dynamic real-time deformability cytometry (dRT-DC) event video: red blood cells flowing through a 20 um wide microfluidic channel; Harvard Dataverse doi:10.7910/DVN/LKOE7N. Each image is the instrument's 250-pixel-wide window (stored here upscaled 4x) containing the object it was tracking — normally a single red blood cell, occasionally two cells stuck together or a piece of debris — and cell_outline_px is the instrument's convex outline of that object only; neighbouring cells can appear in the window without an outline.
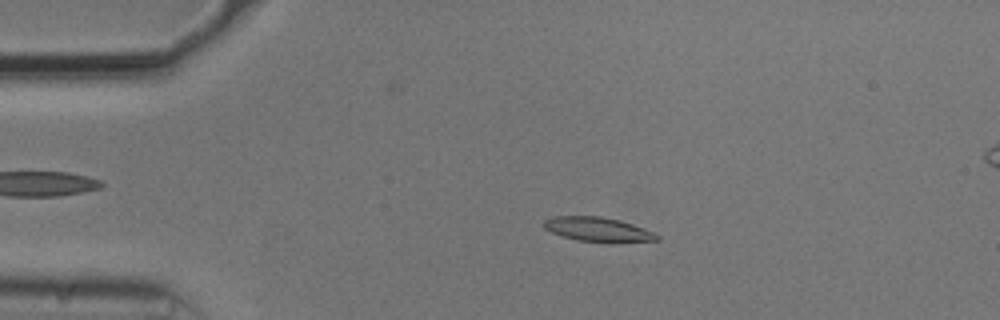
{"species": "common noctule bat (a hibernating species)", "species_latin": "Nyctalus noctula", "temperature_condition": "cold", "stored_images_in_passage": 55, "camera_frame_rate_fps": 3000, "um_per_image_px": 0.085, "animal": {"sex": "male", "body_mass_g": 20.5, "forearm_length_mm": 52.5}, "frame": {"image": 1, "passage_image": 11, "time_ms": 3.333, "image_size_px": [1000, 320], "cell_outline_px": [[660, 240], [616, 244], [612, 244], [576, 240], [552, 232], [544, 228], [544, 220], [552, 216], [600, 216], [620, 220], [632, 224], [652, 232], [660, 236]], "centroid_in_image_um": [50.87, 19.53], "position_along_channel_um": 34.1, "area_um2": 16.42}}
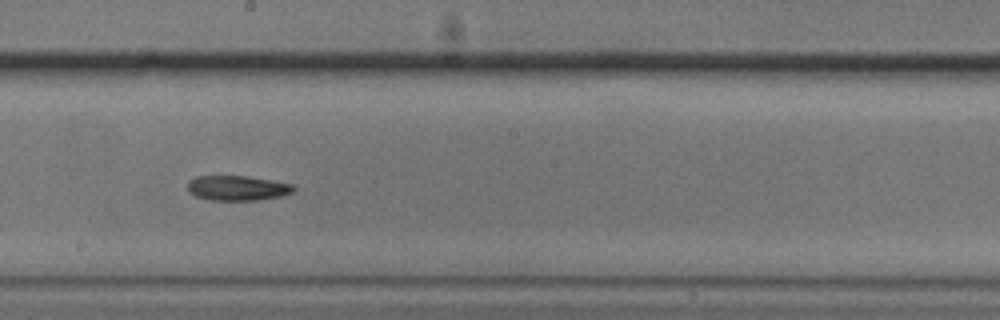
{"frame": {"image": 2, "passage_image": 30, "time_ms": 9.667, "image_size_px": [1000, 320], "cell_outline_px": [[296, 188], [292, 192], [280, 196], [256, 200], [208, 200], [196, 196], [188, 192], [188, 180], [196, 176], [248, 176], [272, 180], [292, 184]], "centroid_in_image_um": [20.15, 15.98], "position_along_channel_um": 228.1, "area_um2": 15.43}}
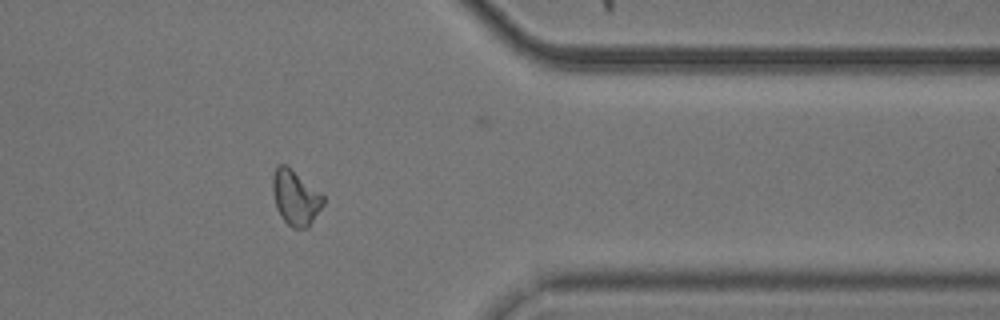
{"frame": {"image": 3, "passage_image": 44, "time_ms": 14.333, "image_size_px": [1000, 320], "cell_outline_px": [[324, 204], [308, 228], [292, 228], [280, 216], [276, 208], [272, 192], [272, 176], [276, 168], [280, 164], [288, 164], [320, 192], [324, 196]], "centroid_in_image_um": [25.11, 16.78], "position_along_channel_um": 386.3, "area_um2": 16.47}, "authors_computed_cell_mechanics": {"area_um2": 15.9528, "velocity_mm_per_s": 3.6944, "shape_relaxation_time_tau1_ms": 8.3967, "shape_relaxation_time_tau2_ms": null, "deformation_change_tau1": 0.1747, "deformation_change_tau2": null}}